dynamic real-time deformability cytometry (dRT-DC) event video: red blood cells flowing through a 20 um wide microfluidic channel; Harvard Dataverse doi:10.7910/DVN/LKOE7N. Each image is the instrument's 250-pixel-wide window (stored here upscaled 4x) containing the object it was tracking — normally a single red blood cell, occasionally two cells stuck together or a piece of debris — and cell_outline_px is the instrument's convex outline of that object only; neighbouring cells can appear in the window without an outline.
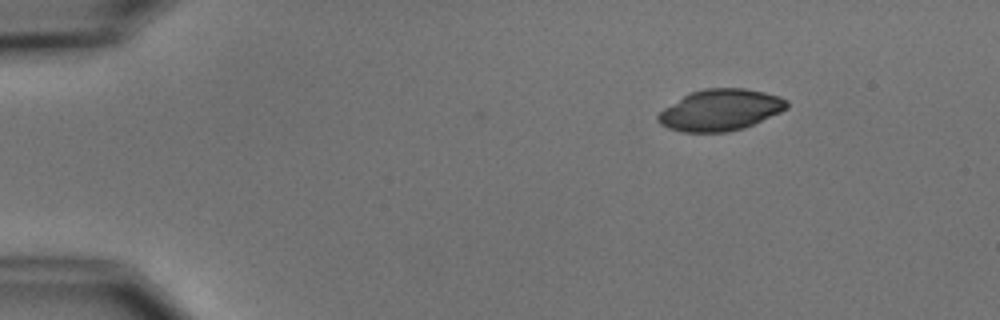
{"species": "common noctule bat (a hibernating species)", "species_latin": "Nyctalus noctula", "temperature_condition": "cold", "stored_images_in_passage": 3, "camera_frame_rate_fps": 3000, "um_per_image_px": 0.085, "animal": {"sex": "male", "body_mass_g": 15.6}, "frame": {"image": 1, "passage_image": 1, "time_ms": 0.0, "image_size_px": [1000, 320], "cell_outline_px": [[788, 108], [780, 112], [744, 128], [724, 132], [680, 132], [668, 128], [660, 124], [656, 120], [656, 116], [664, 108], [684, 96], [692, 92], [704, 88], [744, 88], [764, 92], [780, 96], [788, 100]], "centroid_in_image_um": [61.23, 9.35], "position_along_channel_um": 23.8, "area_um2": 30.98}}